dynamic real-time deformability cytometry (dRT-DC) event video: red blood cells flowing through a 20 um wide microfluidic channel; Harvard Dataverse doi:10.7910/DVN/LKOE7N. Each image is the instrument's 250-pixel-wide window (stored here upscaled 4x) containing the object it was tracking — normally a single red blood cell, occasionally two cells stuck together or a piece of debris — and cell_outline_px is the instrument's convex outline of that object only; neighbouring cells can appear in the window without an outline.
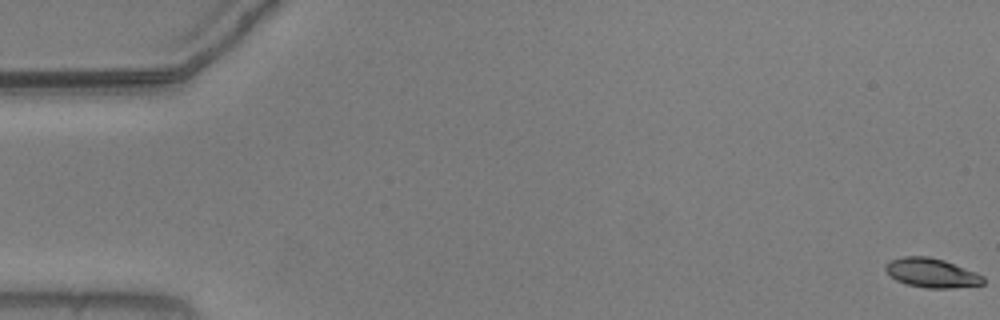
{"species": "common noctule bat (a hibernating species)", "species_latin": "Nyctalus noctula", "temperature_condition": "warm", "stored_images_in_passage": 56, "camera_frame_rate_fps": 3000, "um_per_image_px": 0.085, "animal": {"sex": "male", "body_mass_g": 20.5, "forearm_length_mm": 52.5}, "frame": {"image": 1, "passage_image": 1, "time_ms": 0.0, "image_size_px": [1000, 320], "cell_outline_px": [[984, 284], [952, 288], [928, 288], [908, 284], [896, 280], [884, 268], [884, 264], [892, 260], [904, 256], [928, 256], [944, 260], [976, 272], [984, 276]], "centroid_in_image_um": [79.21, 23.19], "position_along_channel_um": 5.8, "area_um2": 16.53}}
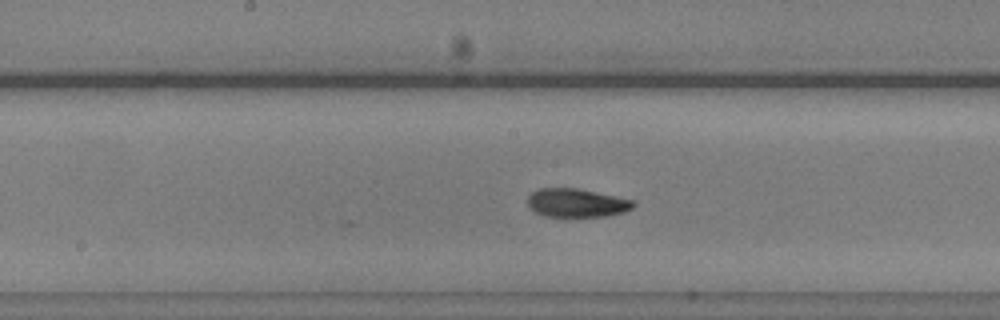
{"frame": {"image": 2, "passage_image": 29, "time_ms": 9.333, "image_size_px": [1000, 320], "cell_outline_px": [[636, 204], [632, 208], [624, 212], [608, 216], [544, 216], [528, 208], [528, 196], [532, 192], [540, 188], [576, 188], [596, 192], [632, 200]], "centroid_in_image_um": [48.99, 17.25], "position_along_channel_um": 199.2, "area_um2": 17.46}}
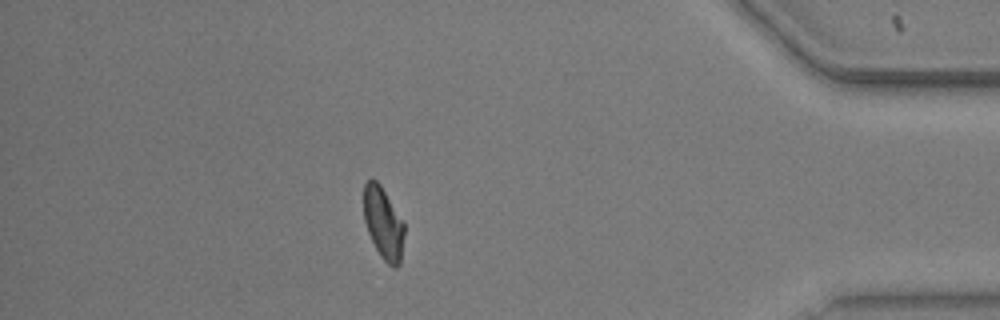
{"frame": {"image": 3, "passage_image": 49, "time_ms": 16.0, "image_size_px": [1000, 320], "cell_outline_px": [[404, 236], [400, 264], [396, 268], [392, 268], [380, 256], [368, 232], [364, 220], [364, 184], [372, 176], [380, 184], [404, 224]], "centroid_in_image_um": [32.58, 18.98], "position_along_channel_um": 402.6, "area_um2": 16.88}, "authors_computed_cell_mechanics": {"area_um2": 17.4845, "velocity_mm_per_s": 3.6934, "shape_relaxation_time_tau1_ms": 3.9699, "shape_relaxation_time_tau2_ms": 1.9424, "deformation_change_tau1": 0.1415, "deformation_change_tau2": 0.0698}}